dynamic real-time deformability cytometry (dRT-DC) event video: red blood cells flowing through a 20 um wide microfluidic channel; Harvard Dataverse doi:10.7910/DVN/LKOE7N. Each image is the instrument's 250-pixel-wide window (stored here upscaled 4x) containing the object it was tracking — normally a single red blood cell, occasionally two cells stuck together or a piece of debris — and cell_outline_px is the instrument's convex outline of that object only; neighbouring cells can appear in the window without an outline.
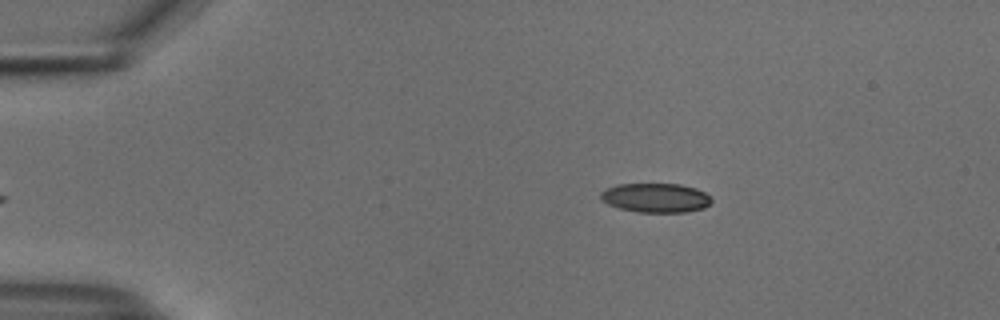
{"species": "common noctule bat (a hibernating species)", "species_latin": "Nyctalus noctula", "temperature_condition": "cold", "stored_images_in_passage": 14, "camera_frame_rate_fps": 3000, "um_per_image_px": 0.085, "animal": {"sex": "male", "body_mass_g": 18.8}, "frame": {"image": 1, "passage_image": 7, "time_ms": 2.0, "image_size_px": [1000, 320], "cell_outline_px": [[712, 200], [704, 208], [684, 212], [640, 212], [620, 208], [608, 204], [600, 200], [600, 192], [616, 184], [680, 184], [696, 188], [704, 192]], "centroid_in_image_um": [55.71, 16.81], "position_along_channel_um": 29.3, "area_um2": 18.79}}